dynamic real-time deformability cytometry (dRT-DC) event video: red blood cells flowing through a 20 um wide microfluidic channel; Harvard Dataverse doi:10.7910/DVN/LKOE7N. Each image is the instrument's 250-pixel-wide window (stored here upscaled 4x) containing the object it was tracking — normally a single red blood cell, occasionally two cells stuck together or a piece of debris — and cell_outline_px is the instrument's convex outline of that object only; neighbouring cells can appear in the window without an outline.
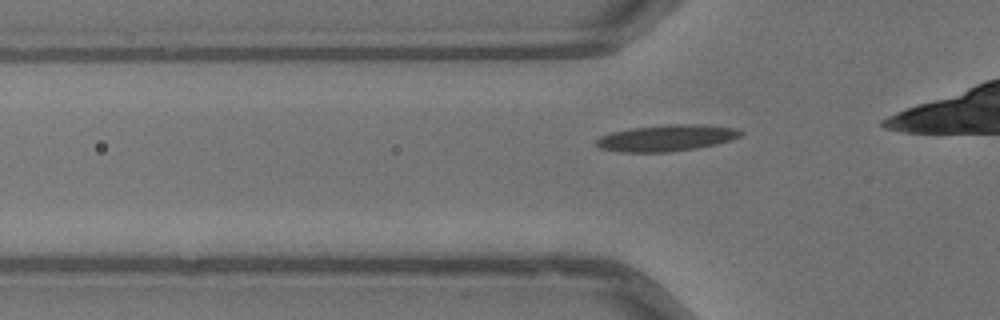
{"species": "common noctule bat (a hibernating species)", "species_latin": "Nyctalus noctula", "temperature_condition": "warm", "stored_images_in_passage": 23, "camera_frame_rate_fps": 3000, "um_per_image_px": 0.085, "animal": {"sex": "male", "body_mass_g": 13.3}, "frame": {"image": 1, "passage_image": 9, "time_ms": 2.667, "image_size_px": [1000, 320], "cell_outline_px": [[744, 132], [740, 136], [732, 140], [716, 144], [696, 148], [668, 152], [620, 152], [600, 148], [596, 144], [596, 140], [600, 136], [612, 132], [632, 128], [668, 124], [704, 124], [740, 128]], "centroid_in_image_um": [56.71, 11.72], "position_along_channel_um": 69.1, "area_um2": 22.37}}
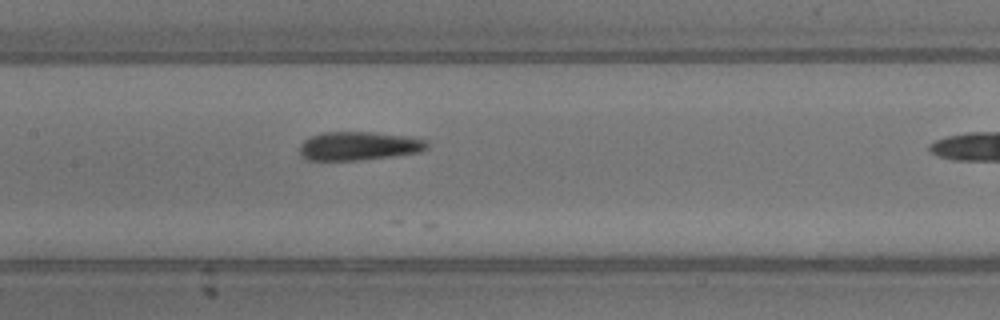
{"frame": {"image": 2, "passage_image": 17, "time_ms": 5.333, "image_size_px": [1000, 320], "cell_outline_px": [[428, 148], [420, 152], [392, 156], [360, 160], [308, 160], [300, 152], [300, 144], [304, 140], [320, 132], [372, 132], [408, 136], [428, 140]], "centroid_in_image_um": [30.53, 12.4], "position_along_channel_um": 176.9, "area_um2": 21.27}}
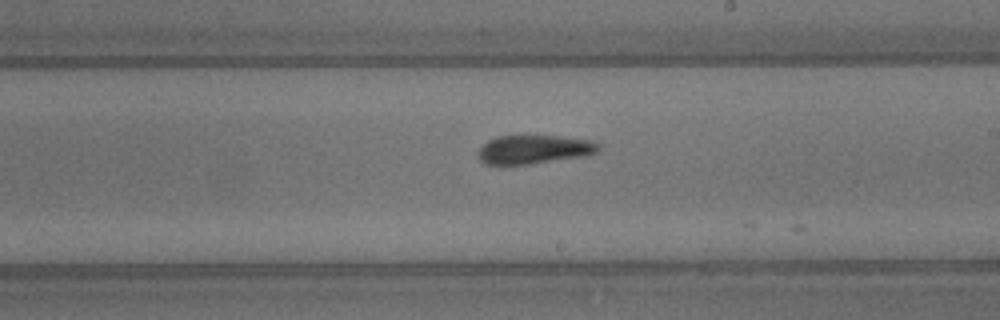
{"frame": {"image": 3, "passage_image": 22, "time_ms": 7.0, "image_size_px": [1000, 320], "cell_outline_px": [[600, 148], [596, 152], [588, 156], [528, 164], [484, 164], [480, 160], [476, 152], [488, 140], [496, 136], [520, 132], [592, 140], [600, 144]], "centroid_in_image_um": [45.37, 12.65], "position_along_channel_um": 243.6, "area_um2": 21.1}}